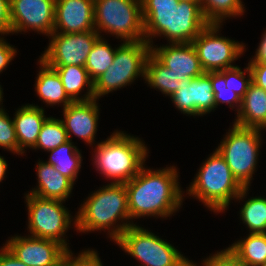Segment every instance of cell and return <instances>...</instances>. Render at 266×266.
<instances>
[{
    "instance_id": "obj_1",
    "label": "cell",
    "mask_w": 266,
    "mask_h": 266,
    "mask_svg": "<svg viewBox=\"0 0 266 266\" xmlns=\"http://www.w3.org/2000/svg\"><path fill=\"white\" fill-rule=\"evenodd\" d=\"M178 177L175 166L155 171L142 166L139 173L125 183L130 219L166 218L178 211L184 199Z\"/></svg>"
},
{
    "instance_id": "obj_2",
    "label": "cell",
    "mask_w": 266,
    "mask_h": 266,
    "mask_svg": "<svg viewBox=\"0 0 266 266\" xmlns=\"http://www.w3.org/2000/svg\"><path fill=\"white\" fill-rule=\"evenodd\" d=\"M145 41L164 36L169 43H192L208 25L200 2L178 0H141Z\"/></svg>"
},
{
    "instance_id": "obj_3",
    "label": "cell",
    "mask_w": 266,
    "mask_h": 266,
    "mask_svg": "<svg viewBox=\"0 0 266 266\" xmlns=\"http://www.w3.org/2000/svg\"><path fill=\"white\" fill-rule=\"evenodd\" d=\"M75 218L74 225L77 231L91 232L107 229L110 238L116 241L127 228L135 225L127 221L130 215L125 183L111 182L95 191L84 201ZM119 220L121 223L127 222L116 225Z\"/></svg>"
},
{
    "instance_id": "obj_4",
    "label": "cell",
    "mask_w": 266,
    "mask_h": 266,
    "mask_svg": "<svg viewBox=\"0 0 266 266\" xmlns=\"http://www.w3.org/2000/svg\"><path fill=\"white\" fill-rule=\"evenodd\" d=\"M189 186V195L201 200L213 212H223L234 199H243L248 187H243L233 176L227 162L215 150L204 161Z\"/></svg>"
},
{
    "instance_id": "obj_5",
    "label": "cell",
    "mask_w": 266,
    "mask_h": 266,
    "mask_svg": "<svg viewBox=\"0 0 266 266\" xmlns=\"http://www.w3.org/2000/svg\"><path fill=\"white\" fill-rule=\"evenodd\" d=\"M94 164L113 183H126L140 171L148 156L140 138L114 132L107 140L97 143Z\"/></svg>"
},
{
    "instance_id": "obj_6",
    "label": "cell",
    "mask_w": 266,
    "mask_h": 266,
    "mask_svg": "<svg viewBox=\"0 0 266 266\" xmlns=\"http://www.w3.org/2000/svg\"><path fill=\"white\" fill-rule=\"evenodd\" d=\"M95 31L124 42L145 40L141 0H94Z\"/></svg>"
},
{
    "instance_id": "obj_7",
    "label": "cell",
    "mask_w": 266,
    "mask_h": 266,
    "mask_svg": "<svg viewBox=\"0 0 266 266\" xmlns=\"http://www.w3.org/2000/svg\"><path fill=\"white\" fill-rule=\"evenodd\" d=\"M151 45L145 40L123 42L116 48L113 64L94 81V99L131 84L138 76L145 77V65Z\"/></svg>"
},
{
    "instance_id": "obj_8",
    "label": "cell",
    "mask_w": 266,
    "mask_h": 266,
    "mask_svg": "<svg viewBox=\"0 0 266 266\" xmlns=\"http://www.w3.org/2000/svg\"><path fill=\"white\" fill-rule=\"evenodd\" d=\"M261 129L233 124L216 150L224 158L233 176L243 187H250L256 170Z\"/></svg>"
},
{
    "instance_id": "obj_9",
    "label": "cell",
    "mask_w": 266,
    "mask_h": 266,
    "mask_svg": "<svg viewBox=\"0 0 266 266\" xmlns=\"http://www.w3.org/2000/svg\"><path fill=\"white\" fill-rule=\"evenodd\" d=\"M115 242L140 266H178L185 259L170 243L137 225L127 228Z\"/></svg>"
},
{
    "instance_id": "obj_10",
    "label": "cell",
    "mask_w": 266,
    "mask_h": 266,
    "mask_svg": "<svg viewBox=\"0 0 266 266\" xmlns=\"http://www.w3.org/2000/svg\"><path fill=\"white\" fill-rule=\"evenodd\" d=\"M28 228L32 237L51 239L62 244L68 251L65 232L71 226V215L62 200L43 199L26 194Z\"/></svg>"
},
{
    "instance_id": "obj_11",
    "label": "cell",
    "mask_w": 266,
    "mask_h": 266,
    "mask_svg": "<svg viewBox=\"0 0 266 266\" xmlns=\"http://www.w3.org/2000/svg\"><path fill=\"white\" fill-rule=\"evenodd\" d=\"M221 25L208 24L192 41L205 72L221 71L236 67L237 60L246 47L243 43L218 36Z\"/></svg>"
},
{
    "instance_id": "obj_12",
    "label": "cell",
    "mask_w": 266,
    "mask_h": 266,
    "mask_svg": "<svg viewBox=\"0 0 266 266\" xmlns=\"http://www.w3.org/2000/svg\"><path fill=\"white\" fill-rule=\"evenodd\" d=\"M40 60L48 66H85L95 42L101 37L96 31L56 33Z\"/></svg>"
},
{
    "instance_id": "obj_13",
    "label": "cell",
    "mask_w": 266,
    "mask_h": 266,
    "mask_svg": "<svg viewBox=\"0 0 266 266\" xmlns=\"http://www.w3.org/2000/svg\"><path fill=\"white\" fill-rule=\"evenodd\" d=\"M5 246L27 266H64L68 250L59 242L32 236H14Z\"/></svg>"
},
{
    "instance_id": "obj_14",
    "label": "cell",
    "mask_w": 266,
    "mask_h": 266,
    "mask_svg": "<svg viewBox=\"0 0 266 266\" xmlns=\"http://www.w3.org/2000/svg\"><path fill=\"white\" fill-rule=\"evenodd\" d=\"M56 0H10L11 33L32 29L53 33Z\"/></svg>"
},
{
    "instance_id": "obj_15",
    "label": "cell",
    "mask_w": 266,
    "mask_h": 266,
    "mask_svg": "<svg viewBox=\"0 0 266 266\" xmlns=\"http://www.w3.org/2000/svg\"><path fill=\"white\" fill-rule=\"evenodd\" d=\"M179 89L170 98L183 114L203 116L215 109L211 72L180 81Z\"/></svg>"
},
{
    "instance_id": "obj_16",
    "label": "cell",
    "mask_w": 266,
    "mask_h": 266,
    "mask_svg": "<svg viewBox=\"0 0 266 266\" xmlns=\"http://www.w3.org/2000/svg\"><path fill=\"white\" fill-rule=\"evenodd\" d=\"M151 53L169 68L179 81L192 79L205 73L192 43H169L156 48L151 44Z\"/></svg>"
},
{
    "instance_id": "obj_17",
    "label": "cell",
    "mask_w": 266,
    "mask_h": 266,
    "mask_svg": "<svg viewBox=\"0 0 266 266\" xmlns=\"http://www.w3.org/2000/svg\"><path fill=\"white\" fill-rule=\"evenodd\" d=\"M86 31H95L94 0H56L53 32Z\"/></svg>"
},
{
    "instance_id": "obj_18",
    "label": "cell",
    "mask_w": 266,
    "mask_h": 266,
    "mask_svg": "<svg viewBox=\"0 0 266 266\" xmlns=\"http://www.w3.org/2000/svg\"><path fill=\"white\" fill-rule=\"evenodd\" d=\"M96 101V99L75 101L63 108L64 119L62 122L70 141H72L73 133L90 145L94 143L100 114Z\"/></svg>"
},
{
    "instance_id": "obj_19",
    "label": "cell",
    "mask_w": 266,
    "mask_h": 266,
    "mask_svg": "<svg viewBox=\"0 0 266 266\" xmlns=\"http://www.w3.org/2000/svg\"><path fill=\"white\" fill-rule=\"evenodd\" d=\"M14 116L13 123L18 141L19 155H22L26 147L33 148L35 146L42 125L48 117H45L42 107L33 104L18 108Z\"/></svg>"
},
{
    "instance_id": "obj_20",
    "label": "cell",
    "mask_w": 266,
    "mask_h": 266,
    "mask_svg": "<svg viewBox=\"0 0 266 266\" xmlns=\"http://www.w3.org/2000/svg\"><path fill=\"white\" fill-rule=\"evenodd\" d=\"M36 167L38 186L29 193L43 199L67 200L74 183L46 161H39Z\"/></svg>"
},
{
    "instance_id": "obj_21",
    "label": "cell",
    "mask_w": 266,
    "mask_h": 266,
    "mask_svg": "<svg viewBox=\"0 0 266 266\" xmlns=\"http://www.w3.org/2000/svg\"><path fill=\"white\" fill-rule=\"evenodd\" d=\"M236 118L234 124L238 126L266 129V91L251 83Z\"/></svg>"
},
{
    "instance_id": "obj_22",
    "label": "cell",
    "mask_w": 266,
    "mask_h": 266,
    "mask_svg": "<svg viewBox=\"0 0 266 266\" xmlns=\"http://www.w3.org/2000/svg\"><path fill=\"white\" fill-rule=\"evenodd\" d=\"M40 71L37 76L35 90L39 99L52 106L63 103L66 108L73 101L68 97L58 73L42 60H39Z\"/></svg>"
},
{
    "instance_id": "obj_23",
    "label": "cell",
    "mask_w": 266,
    "mask_h": 266,
    "mask_svg": "<svg viewBox=\"0 0 266 266\" xmlns=\"http://www.w3.org/2000/svg\"><path fill=\"white\" fill-rule=\"evenodd\" d=\"M49 67L58 73L66 94L73 102L94 99V82L89 77L85 67L75 65ZM85 86H87L88 92L80 98L78 95Z\"/></svg>"
},
{
    "instance_id": "obj_24",
    "label": "cell",
    "mask_w": 266,
    "mask_h": 266,
    "mask_svg": "<svg viewBox=\"0 0 266 266\" xmlns=\"http://www.w3.org/2000/svg\"><path fill=\"white\" fill-rule=\"evenodd\" d=\"M244 240H238L228 249L244 266H260L266 263V233H249Z\"/></svg>"
},
{
    "instance_id": "obj_25",
    "label": "cell",
    "mask_w": 266,
    "mask_h": 266,
    "mask_svg": "<svg viewBox=\"0 0 266 266\" xmlns=\"http://www.w3.org/2000/svg\"><path fill=\"white\" fill-rule=\"evenodd\" d=\"M145 81L152 88L163 94L172 96L179 89V78L165 67L152 53L147 58L145 65Z\"/></svg>"
},
{
    "instance_id": "obj_26",
    "label": "cell",
    "mask_w": 266,
    "mask_h": 266,
    "mask_svg": "<svg viewBox=\"0 0 266 266\" xmlns=\"http://www.w3.org/2000/svg\"><path fill=\"white\" fill-rule=\"evenodd\" d=\"M48 152L50 158L46 163L53 165L58 172L75 183L82 163V156L77 146L69 140Z\"/></svg>"
},
{
    "instance_id": "obj_27",
    "label": "cell",
    "mask_w": 266,
    "mask_h": 266,
    "mask_svg": "<svg viewBox=\"0 0 266 266\" xmlns=\"http://www.w3.org/2000/svg\"><path fill=\"white\" fill-rule=\"evenodd\" d=\"M242 3V0H200V7L208 24L222 25L226 17L243 15Z\"/></svg>"
},
{
    "instance_id": "obj_28",
    "label": "cell",
    "mask_w": 266,
    "mask_h": 266,
    "mask_svg": "<svg viewBox=\"0 0 266 266\" xmlns=\"http://www.w3.org/2000/svg\"><path fill=\"white\" fill-rule=\"evenodd\" d=\"M115 53L116 48L113 49L102 36L95 42L84 66L93 82L113 64Z\"/></svg>"
},
{
    "instance_id": "obj_29",
    "label": "cell",
    "mask_w": 266,
    "mask_h": 266,
    "mask_svg": "<svg viewBox=\"0 0 266 266\" xmlns=\"http://www.w3.org/2000/svg\"><path fill=\"white\" fill-rule=\"evenodd\" d=\"M240 217L250 233H266V198L251 197L240 210Z\"/></svg>"
},
{
    "instance_id": "obj_30",
    "label": "cell",
    "mask_w": 266,
    "mask_h": 266,
    "mask_svg": "<svg viewBox=\"0 0 266 266\" xmlns=\"http://www.w3.org/2000/svg\"><path fill=\"white\" fill-rule=\"evenodd\" d=\"M67 141H69V139L62 120L48 117L42 125L33 149H44L48 152Z\"/></svg>"
},
{
    "instance_id": "obj_31",
    "label": "cell",
    "mask_w": 266,
    "mask_h": 266,
    "mask_svg": "<svg viewBox=\"0 0 266 266\" xmlns=\"http://www.w3.org/2000/svg\"><path fill=\"white\" fill-rule=\"evenodd\" d=\"M211 82L214 93L215 108L220 103L229 104L230 108L236 106V111L238 113L241 107V98L237 96L235 92L227 88L225 81V70L221 71H211ZM235 105V106H234Z\"/></svg>"
},
{
    "instance_id": "obj_32",
    "label": "cell",
    "mask_w": 266,
    "mask_h": 266,
    "mask_svg": "<svg viewBox=\"0 0 266 266\" xmlns=\"http://www.w3.org/2000/svg\"><path fill=\"white\" fill-rule=\"evenodd\" d=\"M244 70L245 72L242 71L239 66L225 69V81L227 88L235 92L241 99L247 92L249 85L252 83V74L249 66H247ZM246 72L248 79L245 78Z\"/></svg>"
},
{
    "instance_id": "obj_33",
    "label": "cell",
    "mask_w": 266,
    "mask_h": 266,
    "mask_svg": "<svg viewBox=\"0 0 266 266\" xmlns=\"http://www.w3.org/2000/svg\"><path fill=\"white\" fill-rule=\"evenodd\" d=\"M4 110L0 108V147L19 155L14 123Z\"/></svg>"
},
{
    "instance_id": "obj_34",
    "label": "cell",
    "mask_w": 266,
    "mask_h": 266,
    "mask_svg": "<svg viewBox=\"0 0 266 266\" xmlns=\"http://www.w3.org/2000/svg\"><path fill=\"white\" fill-rule=\"evenodd\" d=\"M72 254L70 250L67 252L64 266H103L98 253L93 249L81 252L77 257Z\"/></svg>"
},
{
    "instance_id": "obj_35",
    "label": "cell",
    "mask_w": 266,
    "mask_h": 266,
    "mask_svg": "<svg viewBox=\"0 0 266 266\" xmlns=\"http://www.w3.org/2000/svg\"><path fill=\"white\" fill-rule=\"evenodd\" d=\"M204 266H244L241 261L227 248L216 252L213 256L203 260ZM189 266H196L189 260Z\"/></svg>"
},
{
    "instance_id": "obj_36",
    "label": "cell",
    "mask_w": 266,
    "mask_h": 266,
    "mask_svg": "<svg viewBox=\"0 0 266 266\" xmlns=\"http://www.w3.org/2000/svg\"><path fill=\"white\" fill-rule=\"evenodd\" d=\"M252 74V83L266 91V64L248 63Z\"/></svg>"
},
{
    "instance_id": "obj_37",
    "label": "cell",
    "mask_w": 266,
    "mask_h": 266,
    "mask_svg": "<svg viewBox=\"0 0 266 266\" xmlns=\"http://www.w3.org/2000/svg\"><path fill=\"white\" fill-rule=\"evenodd\" d=\"M11 33L10 0H0V34Z\"/></svg>"
},
{
    "instance_id": "obj_38",
    "label": "cell",
    "mask_w": 266,
    "mask_h": 266,
    "mask_svg": "<svg viewBox=\"0 0 266 266\" xmlns=\"http://www.w3.org/2000/svg\"><path fill=\"white\" fill-rule=\"evenodd\" d=\"M16 53V49L0 37V73L6 69Z\"/></svg>"
},
{
    "instance_id": "obj_39",
    "label": "cell",
    "mask_w": 266,
    "mask_h": 266,
    "mask_svg": "<svg viewBox=\"0 0 266 266\" xmlns=\"http://www.w3.org/2000/svg\"><path fill=\"white\" fill-rule=\"evenodd\" d=\"M0 251V266H27L17 259L6 246H3Z\"/></svg>"
},
{
    "instance_id": "obj_40",
    "label": "cell",
    "mask_w": 266,
    "mask_h": 266,
    "mask_svg": "<svg viewBox=\"0 0 266 266\" xmlns=\"http://www.w3.org/2000/svg\"><path fill=\"white\" fill-rule=\"evenodd\" d=\"M249 63H265L266 64V31L264 32L261 42L256 49V55L252 58Z\"/></svg>"
},
{
    "instance_id": "obj_41",
    "label": "cell",
    "mask_w": 266,
    "mask_h": 266,
    "mask_svg": "<svg viewBox=\"0 0 266 266\" xmlns=\"http://www.w3.org/2000/svg\"><path fill=\"white\" fill-rule=\"evenodd\" d=\"M7 162L5 161L4 157L0 156V182L4 179L5 177V172L7 169Z\"/></svg>"
},
{
    "instance_id": "obj_42",
    "label": "cell",
    "mask_w": 266,
    "mask_h": 266,
    "mask_svg": "<svg viewBox=\"0 0 266 266\" xmlns=\"http://www.w3.org/2000/svg\"><path fill=\"white\" fill-rule=\"evenodd\" d=\"M178 266H189V259L185 258Z\"/></svg>"
},
{
    "instance_id": "obj_43",
    "label": "cell",
    "mask_w": 266,
    "mask_h": 266,
    "mask_svg": "<svg viewBox=\"0 0 266 266\" xmlns=\"http://www.w3.org/2000/svg\"><path fill=\"white\" fill-rule=\"evenodd\" d=\"M179 2H200V0H178Z\"/></svg>"
},
{
    "instance_id": "obj_44",
    "label": "cell",
    "mask_w": 266,
    "mask_h": 266,
    "mask_svg": "<svg viewBox=\"0 0 266 266\" xmlns=\"http://www.w3.org/2000/svg\"><path fill=\"white\" fill-rule=\"evenodd\" d=\"M3 98V90L1 88V85H0V105H1V102H2V99Z\"/></svg>"
}]
</instances>
